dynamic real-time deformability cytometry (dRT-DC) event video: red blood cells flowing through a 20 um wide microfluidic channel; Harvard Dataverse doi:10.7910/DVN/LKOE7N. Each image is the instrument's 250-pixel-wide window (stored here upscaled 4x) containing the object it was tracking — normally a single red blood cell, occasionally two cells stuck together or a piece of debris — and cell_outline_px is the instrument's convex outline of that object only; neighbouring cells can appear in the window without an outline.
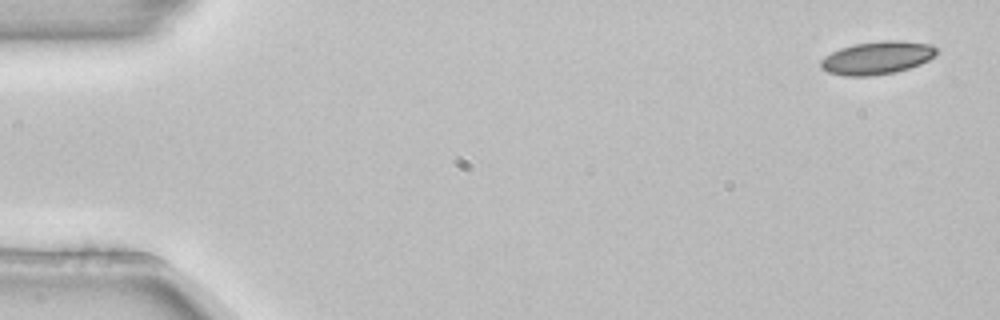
{"species": "common noctule bat (a hibernating species)", "species_latin": "Nyctalus noctula", "temperature_condition": "room temperature", "stored_images_in_passage": 3, "camera_frame_rate_fps": 3000, "um_per_image_px": 0.085, "animal": {"sex": "female", "body_mass_g": 22.7, "forearm_length_mm": 54.2}, "frame": {"image": 1, "passage_image": 1, "time_ms": 0.0, "image_size_px": [1000, 320], "cell_outline_px": [[940, 52], [936, 56], [920, 64], [896, 72], [872, 76], [844, 76], [828, 72], [820, 68], [820, 60], [824, 56], [840, 48], [856, 44], [884, 40], [900, 40], [932, 44]], "centroid_in_image_um": [74.58, 4.91], "position_along_channel_um": 10.4, "area_um2": 22.48}}
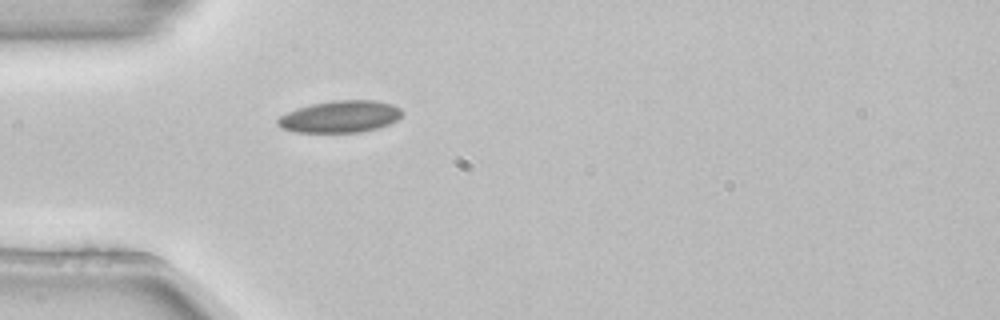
{"frame": {"image": 2, "passage_image": 3, "time_ms": 0.667, "image_size_px": [1000, 320], "cell_outline_px": [[404, 112], [396, 120], [388, 124], [376, 128], [360, 132], [296, 132], [280, 128], [276, 124], [276, 120], [280, 116], [296, 108], [312, 104], [336, 100], [376, 100], [392, 104], [400, 108]], "centroid_in_image_um": [28.89, 9.91], "position_along_channel_um": 56.1, "area_um2": 23.12}}